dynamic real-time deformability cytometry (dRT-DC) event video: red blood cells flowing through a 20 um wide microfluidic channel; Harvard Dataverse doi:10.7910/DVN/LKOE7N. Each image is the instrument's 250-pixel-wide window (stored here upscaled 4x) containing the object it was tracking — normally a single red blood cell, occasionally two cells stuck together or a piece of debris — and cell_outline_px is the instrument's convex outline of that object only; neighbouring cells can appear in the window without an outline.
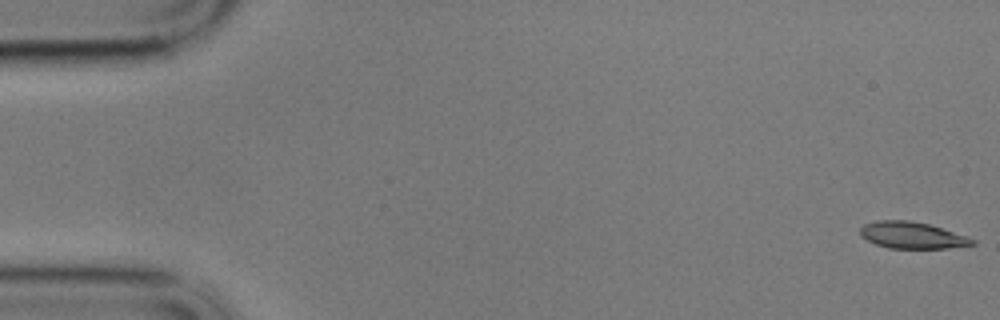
{"species": "common noctule bat (a hibernating species)", "species_latin": "Nyctalus noctula", "temperature_condition": "cold", "stored_images_in_passage": 58, "camera_frame_rate_fps": 3000, "um_per_image_px": 0.085, "animal": {"sex": "male", "body_mass_g": 17.9}, "frame": {"image": 1, "passage_image": 1, "time_ms": 0.0, "image_size_px": [1000, 320], "cell_outline_px": [[976, 244], [948, 248], [888, 248], [876, 244], [860, 236], [860, 228], [864, 224], [876, 220], [908, 220], [928, 224], [968, 236], [976, 240]], "centroid_in_image_um": [77.53, 19.99], "position_along_channel_um": 7.5, "area_um2": 17.4}}
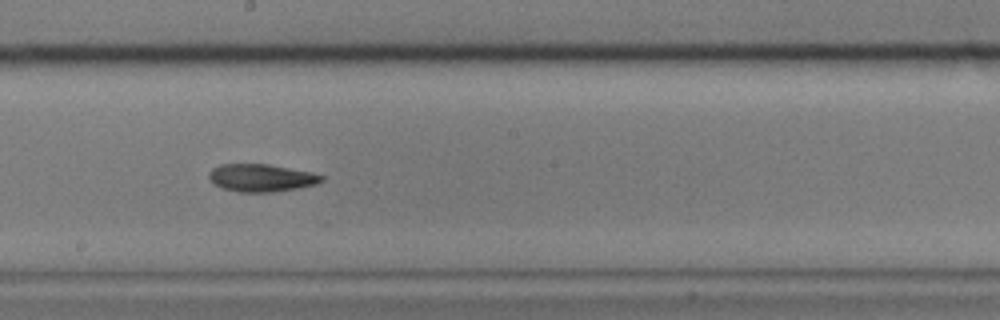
{"frame": {"image": 2, "passage_image": 32, "time_ms": 10.333, "image_size_px": [1000, 320], "cell_outline_px": [[324, 180], [316, 184], [296, 188], [272, 192], [240, 192], [220, 188], [212, 184], [208, 180], [208, 172], [212, 168], [220, 164], [268, 164], [312, 172], [324, 176]], "centroid_in_image_um": [22.15, 15.11], "position_along_channel_um": 226.0, "area_um2": 18.32}}
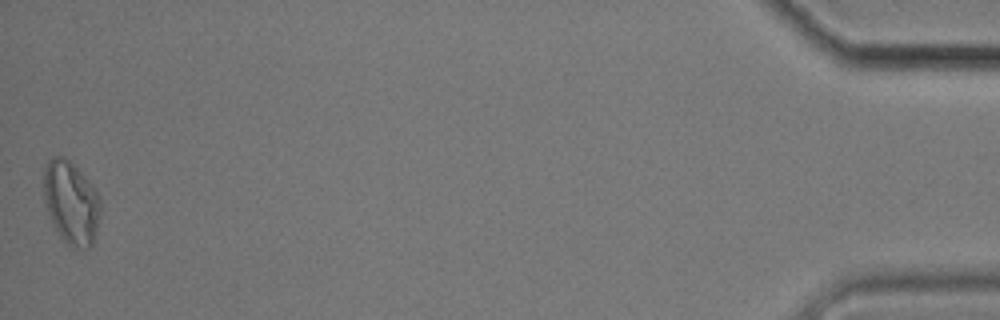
{"frame": {"image": 3, "passage_image": 58, "time_ms": 19.0, "image_size_px": [1000, 320], "cell_outline_px": [[100, 216], [96, 232], [92, 244], [88, 248], [76, 248], [68, 244], [60, 236], [48, 212], [44, 200], [44, 168], [48, 160], [52, 156], [64, 156], [92, 184], [100, 196]], "centroid_in_image_um": [6.06, 17.21], "position_along_channel_um": 429.1, "area_um2": 27.22}, "authors_computed_cell_mechanics": {"area_um2": 18.3226, "velocity_mm_per_s": 3.4228, "shape_relaxation_time_tau1_ms": null, "shape_relaxation_time_tau2_ms": 4.6314, "deformation_change_tau1": null, "deformation_change_tau2": 0.1159}}